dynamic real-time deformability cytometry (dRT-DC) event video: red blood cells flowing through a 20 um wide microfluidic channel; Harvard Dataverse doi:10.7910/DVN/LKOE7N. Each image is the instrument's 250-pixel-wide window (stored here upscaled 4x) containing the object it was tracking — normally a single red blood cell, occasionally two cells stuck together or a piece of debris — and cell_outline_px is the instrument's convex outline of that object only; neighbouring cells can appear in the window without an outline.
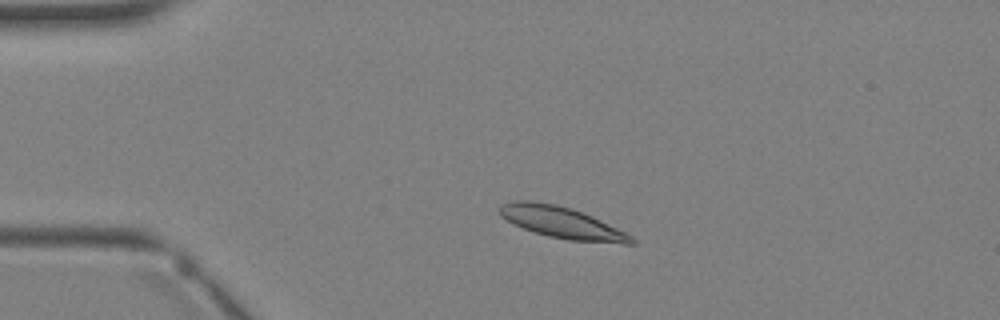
{"species": "Egyptian fruit bat (a non-hibernating species)", "species_latin": "Rousettus aegyptiacus", "temperature_condition": "warm", "stored_images_in_passage": 3, "camera_frame_rate_fps": 3000, "um_per_image_px": 0.085, "animal": {"sex": "female"}, "frame": {"image": 1, "passage_image": 2, "time_ms": 1.0, "image_size_px": [1000, 320], "cell_outline_px": [[636, 244], [624, 244], [568, 240], [548, 236], [524, 228], [500, 216], [496, 208], [500, 204], [516, 200], [528, 200], [556, 204], [572, 208], [592, 216], [632, 236], [636, 240]], "centroid_in_image_um": [47.74, 18.91], "position_along_channel_um": 37.3, "area_um2": 24.16}}
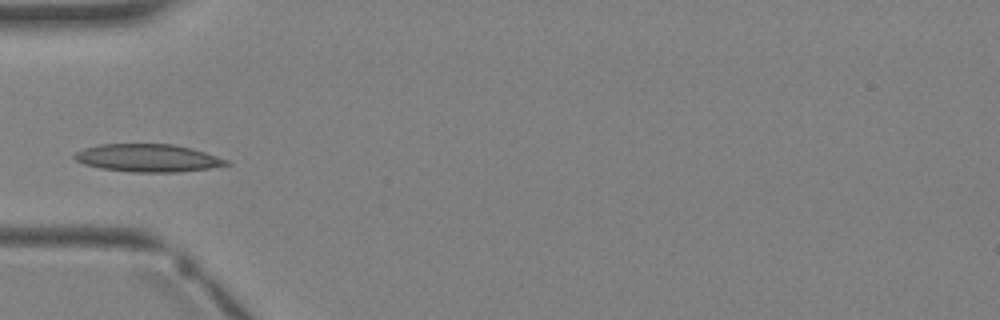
{"frame": {"image": 2, "passage_image": 3, "time_ms": 2.333, "image_size_px": [1000, 320], "cell_outline_px": [[232, 164], [208, 168], [176, 172], [132, 172], [100, 168], [84, 164], [76, 160], [72, 156], [76, 152], [84, 148], [100, 144], [172, 144], [192, 148], [228, 160]], "centroid_in_image_um": [12.55, 13.43], "position_along_channel_um": 72.5, "area_um2": 24.45}}